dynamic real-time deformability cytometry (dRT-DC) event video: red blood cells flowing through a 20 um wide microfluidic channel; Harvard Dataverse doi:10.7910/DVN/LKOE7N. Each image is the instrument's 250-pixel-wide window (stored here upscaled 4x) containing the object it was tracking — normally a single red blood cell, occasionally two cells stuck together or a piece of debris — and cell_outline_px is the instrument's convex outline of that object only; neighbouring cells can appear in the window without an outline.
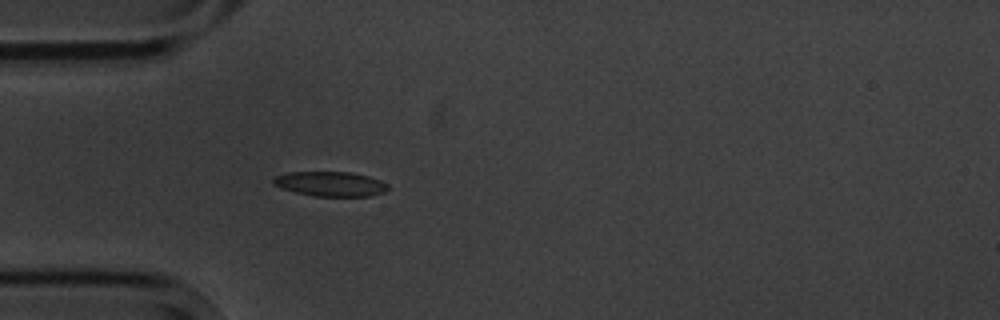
{"species": "common noctule bat (a hibernating species)", "species_latin": "Nyctalus noctula", "temperature_condition": "cold", "stored_images_in_passage": 3, "camera_frame_rate_fps": 3000, "um_per_image_px": 0.085, "animal": {"sex": "male", "body_mass_g": 20.1, "forearm_length_mm": 53.5}, "frame": {"image": 1, "passage_image": 3, "time_ms": 3.333, "image_size_px": [1000, 320], "cell_outline_px": [[388, 188], [384, 192], [372, 196], [312, 196], [280, 188], [272, 184], [272, 180], [276, 176], [288, 172], [348, 172], [368, 176], [380, 180], [388, 184]], "centroid_in_image_um": [28.07, 15.64], "position_along_channel_um": 56.9, "area_um2": 16.53}}